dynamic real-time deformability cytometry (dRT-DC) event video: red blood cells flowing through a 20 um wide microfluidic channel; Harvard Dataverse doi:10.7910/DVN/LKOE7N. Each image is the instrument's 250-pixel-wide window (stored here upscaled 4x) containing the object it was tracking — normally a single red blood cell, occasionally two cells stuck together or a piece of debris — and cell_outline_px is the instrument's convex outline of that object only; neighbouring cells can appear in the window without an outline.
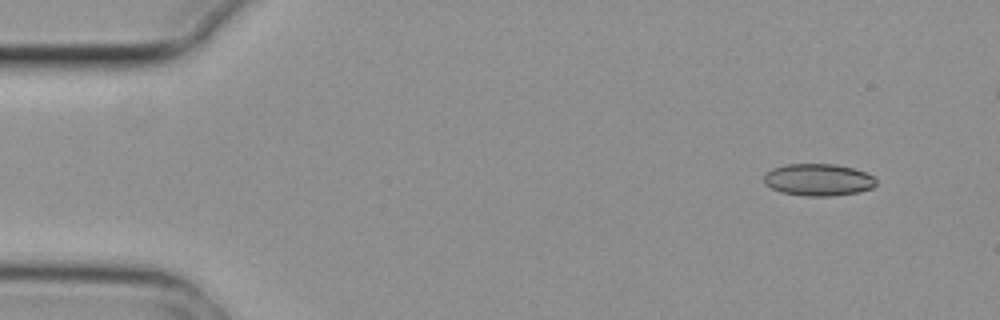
{"species": "common noctule bat (a hibernating species)", "species_latin": "Nyctalus noctula", "temperature_condition": "cold", "stored_images_in_passage": 7, "segment_of_instrument_passage": [2, 2], "camera_frame_rate_fps": 3000, "um_per_image_px": 0.085, "animal": {"sex": "female", "body_mass_g": 29.2, "forearm_length_mm": 56.3}, "frame": {"image": 1, "passage_image": 7, "time_ms": 2.0, "image_size_px": [1000, 320], "cell_outline_px": [[876, 184], [872, 188], [856, 192], [832, 196], [804, 196], [780, 192], [764, 184], [764, 172], [772, 168], [788, 164], [836, 164], [852, 168], [864, 172], [872, 176], [876, 180]], "centroid_in_image_um": [69.51, 15.28], "position_along_channel_um": 15.5, "area_um2": 20.98}}